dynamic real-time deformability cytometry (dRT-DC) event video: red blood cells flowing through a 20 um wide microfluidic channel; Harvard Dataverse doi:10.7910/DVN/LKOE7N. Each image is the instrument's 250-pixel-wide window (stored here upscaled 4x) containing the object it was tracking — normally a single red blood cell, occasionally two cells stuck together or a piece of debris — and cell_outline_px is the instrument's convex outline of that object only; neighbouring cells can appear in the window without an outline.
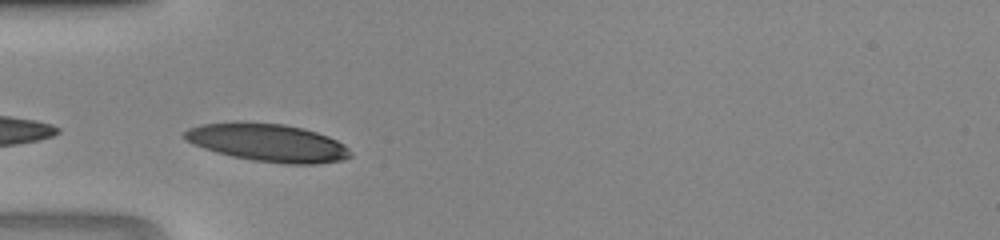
{"species": "human", "species_latin": "Homo sapiens", "temperature_condition": "room temperature", "stored_images_in_passage": 20, "camera_frame_rate_fps": 3000, "um_per_image_px": 0.085, "donor": {"sex": "male"}, "frame": {"image": 1, "passage_image": 1, "time_ms": 0.0, "image_size_px": [1000, 240], "cell_outline_px": [[352, 156], [344, 160], [316, 164], [288, 164], [252, 160], [232, 156], [216, 152], [192, 144], [184, 136], [184, 132], [188, 128], [204, 124], [284, 124], [304, 128], [328, 136], [344, 144], [352, 152]], "centroid_in_image_um": [22.85, 12.16], "position_along_channel_um": 62.2, "area_um2": 35.78}}